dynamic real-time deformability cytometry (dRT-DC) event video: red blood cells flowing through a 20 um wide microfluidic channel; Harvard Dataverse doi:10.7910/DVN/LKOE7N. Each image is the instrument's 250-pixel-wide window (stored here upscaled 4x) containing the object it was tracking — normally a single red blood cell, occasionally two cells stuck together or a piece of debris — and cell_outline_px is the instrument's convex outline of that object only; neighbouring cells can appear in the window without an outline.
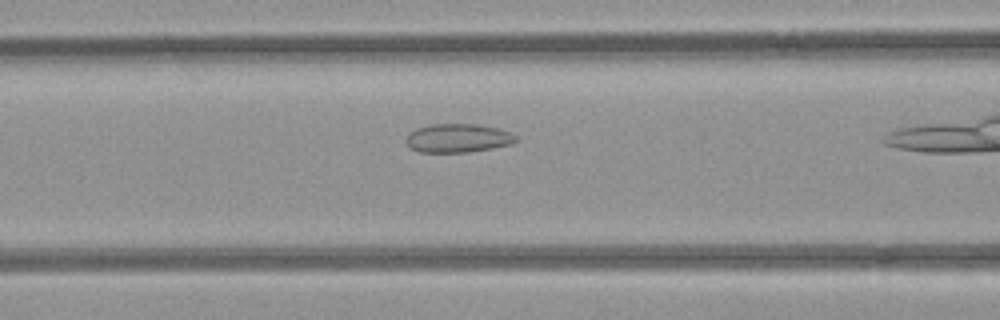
{"species": "common noctule bat (a hibernating species)", "species_latin": "Nyctalus noctula", "temperature_condition": "room temperature", "stored_images_in_passage": 27, "camera_frame_rate_fps": 3000, "um_per_image_px": 0.085, "animal": {"sex": "female", "body_mass_g": 21.9}, "frame": {"image": 1, "passage_image": 7, "time_ms": 2.0, "image_size_px": [1000, 320], "cell_outline_px": [[516, 140], [512, 144], [492, 148], [468, 152], [420, 152], [412, 148], [404, 140], [408, 132], [416, 128], [428, 124], [476, 124], [500, 128], [512, 132], [516, 136]], "centroid_in_image_um": [38.92, 11.73], "position_along_channel_um": 127.7, "area_um2": 18.55}}
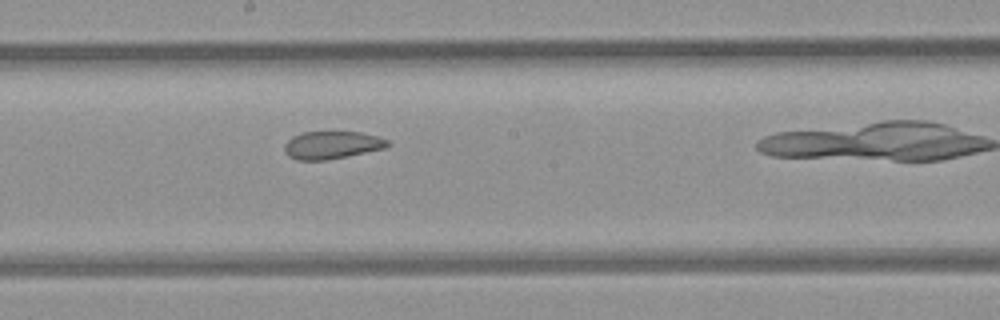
{"frame": {"image": 2, "passage_image": 14, "time_ms": 4.333, "image_size_px": [1000, 320], "cell_outline_px": [[392, 144], [384, 148], [348, 156], [328, 160], [296, 160], [288, 156], [284, 152], [284, 144], [292, 136], [304, 132], [360, 132], [376, 136], [388, 140]], "centroid_in_image_um": [28.19, 12.33], "position_along_channel_um": 220.0, "area_um2": 16.7}}
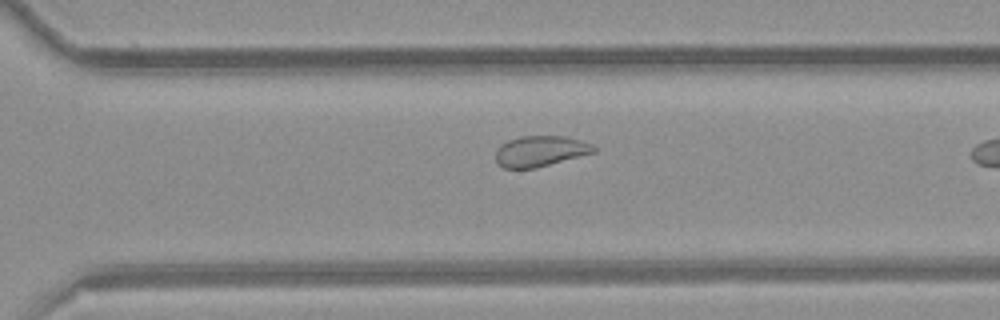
{"frame": {"image": 3, "passage_image": 22, "time_ms": 7.0, "image_size_px": [1000, 320], "cell_outline_px": [[596, 152], [536, 168], [504, 168], [496, 164], [496, 152], [500, 144], [508, 140], [520, 136], [564, 136], [580, 140], [592, 144], [596, 148]], "centroid_in_image_um": [45.91, 12.85], "position_along_channel_um": 324.7, "area_um2": 17.63}}